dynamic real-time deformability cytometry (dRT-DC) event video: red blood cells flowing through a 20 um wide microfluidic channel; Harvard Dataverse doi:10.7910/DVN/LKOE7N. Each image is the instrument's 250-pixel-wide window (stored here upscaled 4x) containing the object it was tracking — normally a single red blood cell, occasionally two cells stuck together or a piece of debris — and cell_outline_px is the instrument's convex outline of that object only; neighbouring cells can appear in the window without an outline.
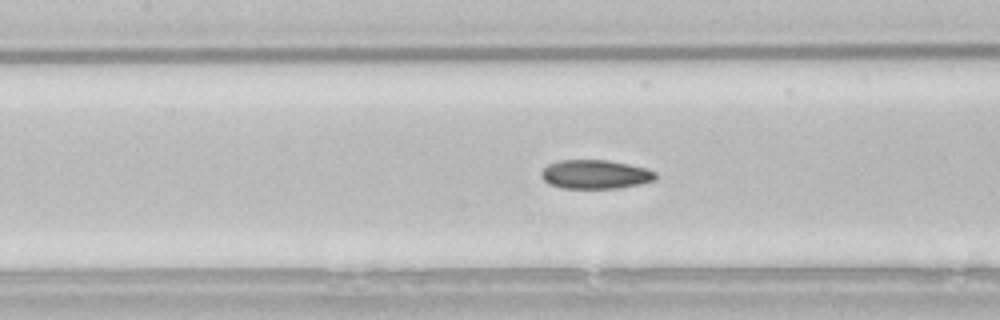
{"species": "common noctule bat (a hibernating species)", "species_latin": "Nyctalus noctula", "temperature_condition": "room temperature", "stored_images_in_passage": 38, "camera_frame_rate_fps": 3000, "um_per_image_px": 0.085, "animal": {"sex": "male", "body_mass_g": 21.5, "forearm_length_mm": 52.0}, "frame": {"image": 1, "passage_image": 8, "time_ms": 2.333, "image_size_px": [1000, 320], "cell_outline_px": [[656, 180], [640, 184], [620, 188], [560, 188], [548, 184], [540, 176], [540, 172], [548, 164], [560, 160], [608, 160], [648, 168], [656, 172]], "centroid_in_image_um": [50.6, 14.82], "position_along_channel_um": 156.8, "area_um2": 19.48}}
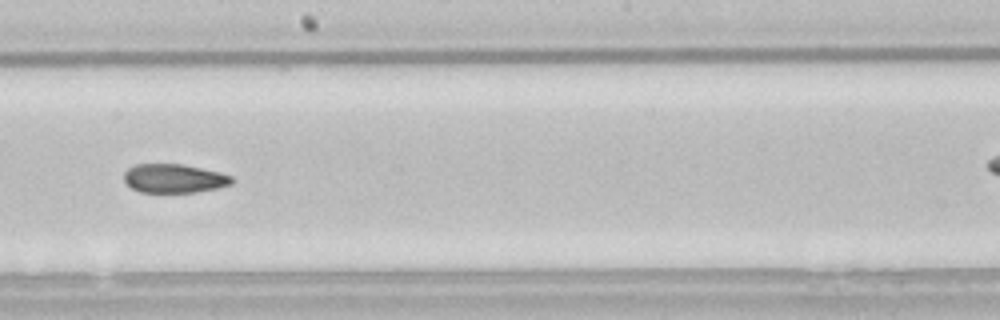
{"frame": {"image": 2, "passage_image": 14, "time_ms": 4.333, "image_size_px": [1000, 320], "cell_outline_px": [[232, 184], [216, 188], [196, 192], [140, 192], [132, 188], [124, 180], [124, 172], [128, 168], [136, 164], [184, 164], [220, 172], [232, 176]], "centroid_in_image_um": [14.79, 15.16], "position_along_channel_um": 233.4, "area_um2": 18.09}}
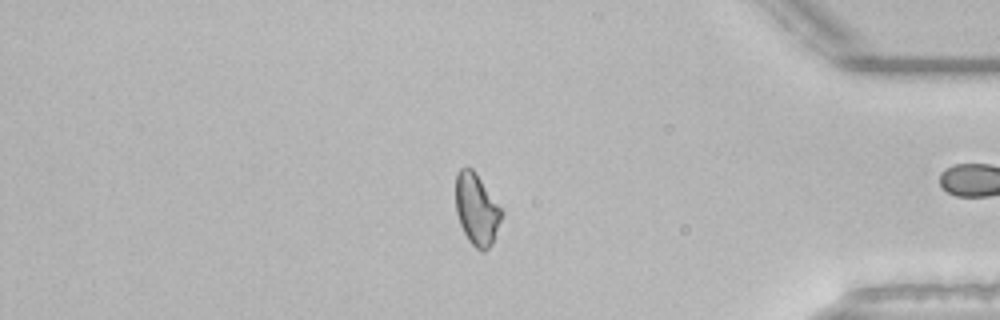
{"frame": {"image": 3, "passage_image": 29, "time_ms": 9.333, "image_size_px": [1000, 320], "cell_outline_px": [[504, 212], [492, 244], [484, 252], [480, 252], [468, 240], [460, 224], [456, 212], [456, 172], [460, 168], [472, 168], [476, 172]], "centroid_in_image_um": [40.52, 17.8], "position_along_channel_um": 394.7, "area_um2": 19.19}, "authors_computed_cell_mechanics": {"area_um2": 19.4208, "velocity_mm_per_s": 3.8407, "shape_relaxation_time_tau1_ms": null, "shape_relaxation_time_tau2_ms": 6.5374, "deformation_change_tau1": null, "deformation_change_tau2": 0.0978}}